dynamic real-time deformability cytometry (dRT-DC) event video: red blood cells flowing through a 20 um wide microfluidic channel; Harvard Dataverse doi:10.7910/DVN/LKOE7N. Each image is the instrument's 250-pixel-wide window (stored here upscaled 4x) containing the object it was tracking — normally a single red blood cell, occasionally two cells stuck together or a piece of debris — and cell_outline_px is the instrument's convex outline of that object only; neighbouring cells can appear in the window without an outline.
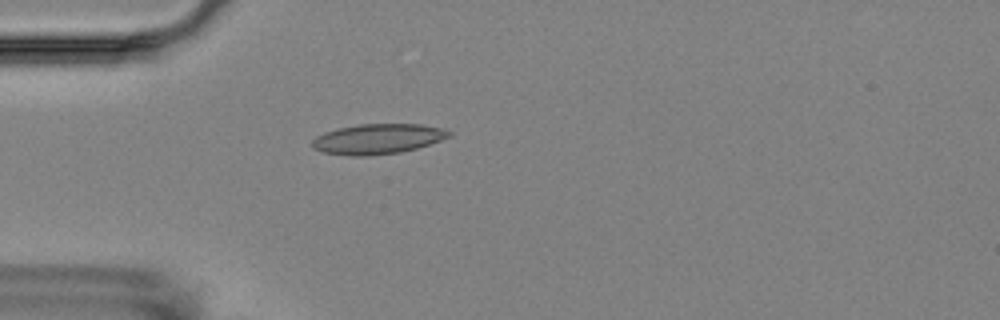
{"species": "Egyptian fruit bat (a non-hibernating species)", "species_latin": "Rousettus aegyptiacus", "temperature_condition": "room temperature", "stored_images_in_passage": 1, "camera_frame_rate_fps": 3000, "um_per_image_px": 0.085, "animal": {"sex": "female"}, "frame": {"image": 1, "passage_image": 1, "time_ms": 0.0, "image_size_px": [1000, 320], "cell_outline_px": [[452, 136], [416, 148], [400, 152], [368, 156], [352, 156], [324, 152], [312, 148], [312, 140], [316, 136], [324, 132], [336, 128], [360, 124], [420, 124], [440, 128], [452, 132]], "centroid_in_image_um": [32.07, 11.8], "position_along_channel_um": 52.9, "area_um2": 23.99}}